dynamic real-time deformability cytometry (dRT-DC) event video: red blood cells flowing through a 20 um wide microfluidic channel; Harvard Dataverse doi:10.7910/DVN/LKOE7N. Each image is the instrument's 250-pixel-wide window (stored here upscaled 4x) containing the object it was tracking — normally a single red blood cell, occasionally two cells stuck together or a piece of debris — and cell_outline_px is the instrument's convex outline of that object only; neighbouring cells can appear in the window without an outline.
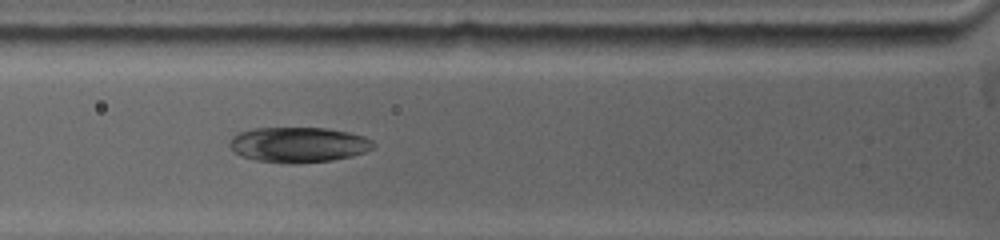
{"species": "common noctule bat (a hibernating species)", "species_latin": "Nyctalus noctula", "temperature_condition": "warm", "stored_images_in_passage": 21, "camera_frame_rate_fps": 5000, "um_per_image_px": 0.085, "animal": {"sex": "female", "body_mass_g": 19.0, "forearm_length_mm": 53.3}, "frame": {"image": 1, "passage_image": 4, "time_ms": 1.0, "image_size_px": [1000, 240], "cell_outline_px": [[376, 148], [352, 156], [332, 160], [296, 164], [288, 164], [256, 160], [240, 156], [228, 144], [232, 136], [240, 132], [252, 128], [324, 128], [348, 132], [364, 136], [372, 140], [376, 144]], "centroid_in_image_um": [25.39, 12.3], "position_along_channel_um": 100.4, "area_um2": 29.77}}
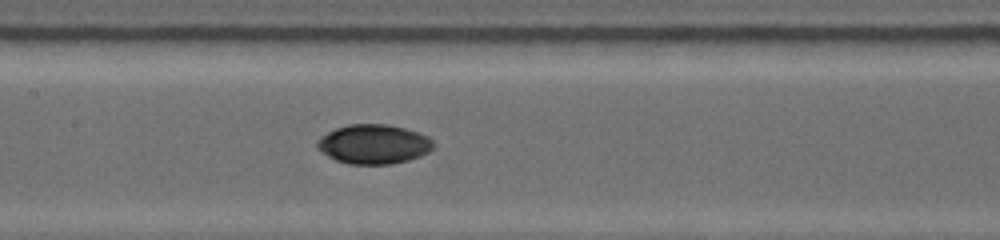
{"frame": {"image": 2, "passage_image": 10, "time_ms": 3.0, "image_size_px": [1000, 240], "cell_outline_px": [[436, 148], [420, 156], [408, 160], [392, 164], [348, 164], [336, 160], [320, 152], [316, 148], [316, 140], [320, 136], [336, 128], [348, 124], [388, 124], [404, 128], [428, 136], [432, 140]], "centroid_in_image_um": [31.75, 12.26], "position_along_channel_um": 175.7, "area_um2": 26.93}}
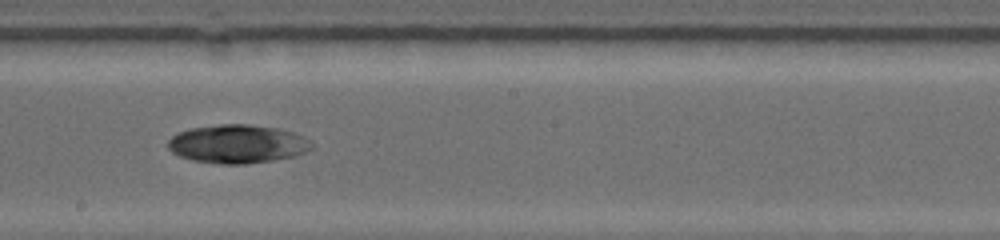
{"frame": {"image": 3, "passage_image": 15, "time_ms": 4.4, "image_size_px": [1000, 240], "cell_outline_px": [[312, 148], [308, 152], [296, 156], [272, 160], [244, 164], [220, 164], [192, 160], [180, 156], [172, 152], [168, 148], [168, 140], [172, 136], [180, 132], [192, 128], [220, 124], [248, 124], [280, 128], [304, 136], [312, 140]], "centroid_in_image_um": [20.23, 12.23], "position_along_channel_um": 228.0, "area_um2": 32.43}}